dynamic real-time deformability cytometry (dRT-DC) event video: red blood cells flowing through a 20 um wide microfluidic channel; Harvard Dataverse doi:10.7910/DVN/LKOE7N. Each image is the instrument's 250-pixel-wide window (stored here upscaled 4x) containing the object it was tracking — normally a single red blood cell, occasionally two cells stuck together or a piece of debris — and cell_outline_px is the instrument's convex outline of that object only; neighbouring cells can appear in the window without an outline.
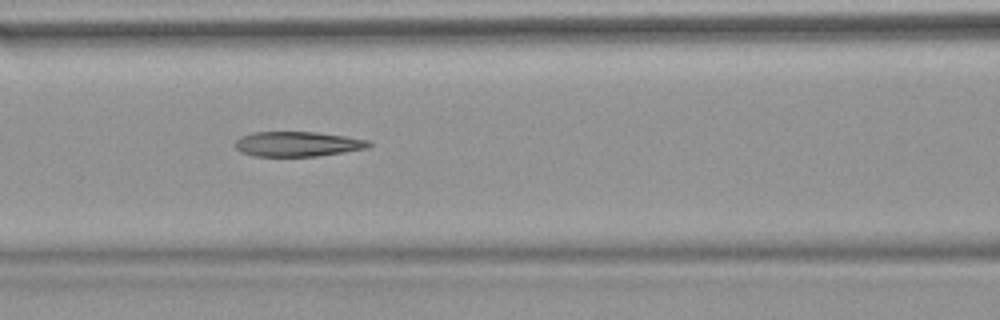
{"species": "common noctule bat (a hibernating species)", "species_latin": "Nyctalus noctula", "temperature_condition": "warm", "stored_images_in_passage": 53, "camera_frame_rate_fps": 3000, "um_per_image_px": 0.085, "animal": {"sex": "female", "body_mass_g": 18.4}, "frame": {"image": 1, "passage_image": 23, "time_ms": 7.333, "image_size_px": [1000, 320], "cell_outline_px": [[372, 144], [368, 148], [344, 152], [316, 156], [252, 156], [240, 152], [232, 144], [240, 136], [252, 132], [316, 132], [344, 136], [368, 140]], "centroid_in_image_um": [25.24, 12.24], "position_along_channel_um": 141.4, "area_um2": 19.54}, "authors_computed_cell_mechanics": {"area_um2": 21.2704, "velocity_mm_per_s": 3.8529, "shape_relaxation_time_tau1_ms": null, "shape_relaxation_time_tau2_ms": 4.1066, "deformation_change_tau1": null, "deformation_change_tau2": 0.1564}}